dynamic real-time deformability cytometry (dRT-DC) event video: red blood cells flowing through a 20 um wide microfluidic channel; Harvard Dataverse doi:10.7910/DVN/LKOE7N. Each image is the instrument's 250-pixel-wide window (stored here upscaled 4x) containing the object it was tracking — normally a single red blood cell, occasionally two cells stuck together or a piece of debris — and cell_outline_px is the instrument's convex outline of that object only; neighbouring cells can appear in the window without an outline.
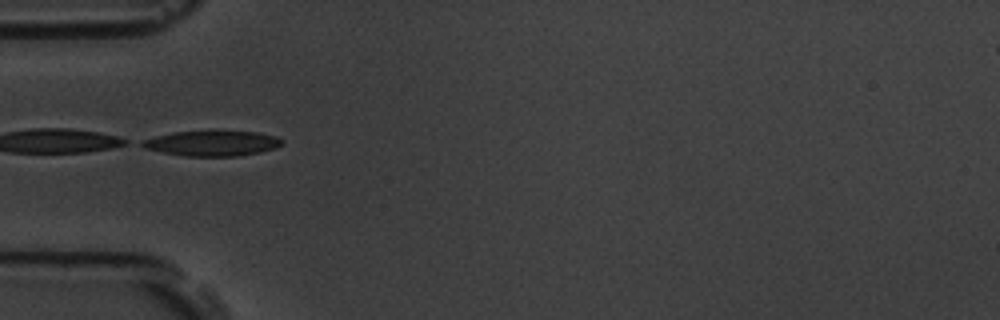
{"species": "common noctule bat (a hibernating species)", "species_latin": "Nyctalus noctula", "temperature_condition": "room temperature", "stored_images_in_passage": 7, "camera_frame_rate_fps": 3000, "um_per_image_px": 0.085, "animal": {"sex": "male", "body_mass_g": 19.5, "forearm_length_mm": 54.6}, "frame": {"image": 1, "passage_image": 5, "time_ms": 5.667, "image_size_px": [1000, 320], "cell_outline_px": [[284, 140], [276, 148], [260, 152], [240, 156], [184, 156], [144, 148], [136, 144], [144, 140], [156, 136], [172, 132], [256, 132], [276, 136]], "centroid_in_image_um": [18.02, 12.19], "position_along_channel_um": 67.0, "area_um2": 20.29}}